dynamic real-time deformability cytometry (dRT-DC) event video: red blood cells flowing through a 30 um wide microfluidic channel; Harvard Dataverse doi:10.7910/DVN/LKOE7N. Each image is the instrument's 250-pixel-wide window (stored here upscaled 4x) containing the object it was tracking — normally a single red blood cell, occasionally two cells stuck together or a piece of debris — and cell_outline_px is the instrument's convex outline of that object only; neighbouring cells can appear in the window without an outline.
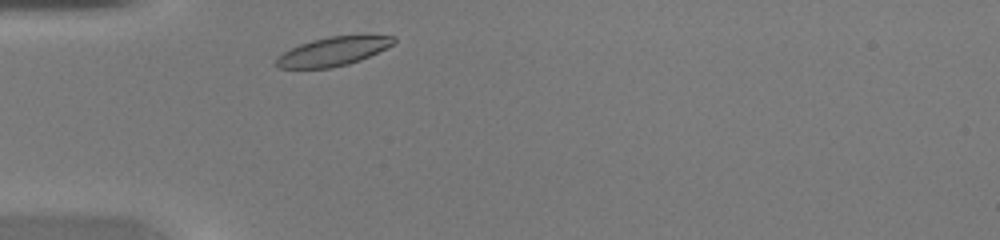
{"species": "common noctule bat (a hibernating species)", "species_latin": "Nyctalus noctula", "temperature_condition": "warm", "stored_images_in_passage": 26, "camera_frame_rate_fps": 3000, "um_per_image_px": 0.085, "animal": {"sex": "female", "body_mass_g": 20.0, "forearm_length_mm": 54.0}, "frame": {"image": 1, "passage_image": 2, "time_ms": 0.333, "image_size_px": [1000, 240], "cell_outline_px": [[396, 40], [392, 44], [360, 60], [348, 64], [332, 68], [280, 68], [276, 64], [276, 56], [300, 44], [312, 40], [328, 36], [396, 36]], "centroid_in_image_um": [28.26, 4.38], "position_along_channel_um": 56.7, "area_um2": 19.31}}
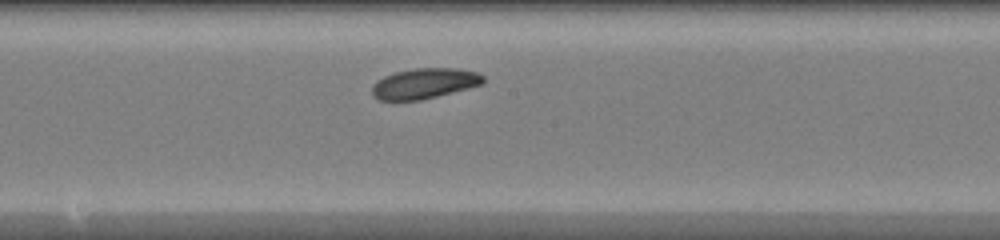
{"frame": {"image": 2, "passage_image": 13, "time_ms": 4.0, "image_size_px": [1000, 240], "cell_outline_px": [[484, 84], [420, 100], [380, 100], [372, 96], [372, 84], [376, 80], [384, 76], [396, 72], [412, 68], [460, 68], [476, 72], [484, 76]], "centroid_in_image_um": [36.06, 7.08], "position_along_channel_um": 212.1, "area_um2": 19.77}}
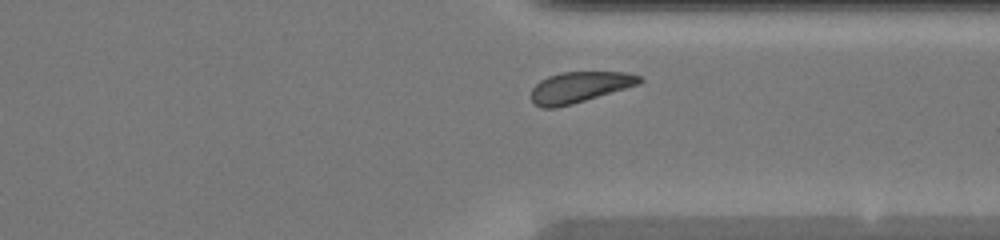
{"frame": {"image": 3, "passage_image": 23, "time_ms": 7.333, "image_size_px": [1000, 240], "cell_outline_px": [[644, 80], [640, 84], [572, 104], [556, 108], [540, 108], [532, 100], [532, 88], [540, 80], [548, 76], [560, 72], [628, 72], [644, 76]], "centroid_in_image_um": [49.3, 7.4], "position_along_channel_um": 362.1, "area_um2": 19.59}}